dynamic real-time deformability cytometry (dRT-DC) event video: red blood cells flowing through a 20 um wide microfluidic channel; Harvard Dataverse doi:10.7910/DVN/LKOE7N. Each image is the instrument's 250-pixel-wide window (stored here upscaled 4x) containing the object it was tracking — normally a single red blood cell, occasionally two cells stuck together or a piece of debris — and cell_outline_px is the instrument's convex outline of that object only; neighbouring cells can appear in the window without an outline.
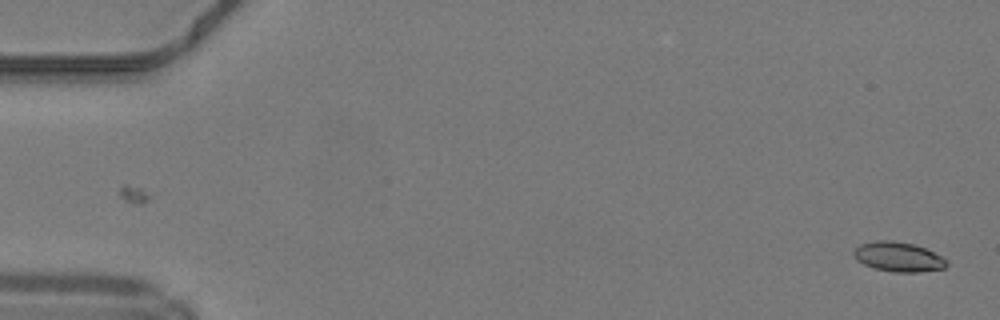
{"species": "common noctule bat (a hibernating species)", "species_latin": "Nyctalus noctula", "temperature_condition": "warm", "stored_images_in_passage": 49, "camera_frame_rate_fps": 3000, "um_per_image_px": 0.085, "animal": {"sex": "male", "body_mass_g": 19.2, "forearm_length_mm": 51.8}, "frame": {"image": 1, "passage_image": 1, "time_ms": 0.0, "image_size_px": [1000, 320], "cell_outline_px": [[948, 264], [944, 268], [920, 272], [892, 272], [872, 268], [856, 260], [852, 256], [852, 252], [860, 244], [876, 240], [892, 240], [912, 244], [924, 248], [948, 260]], "centroid_in_image_um": [76.31, 21.84], "position_along_channel_um": 8.7, "area_um2": 16.13}}
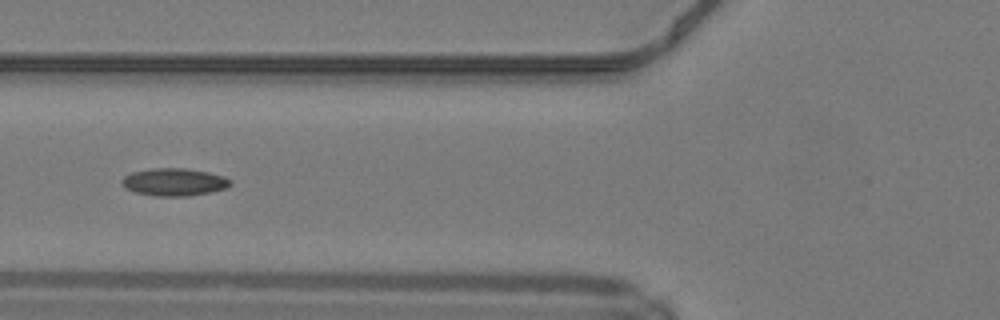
{"frame": {"image": 2, "passage_image": 19, "time_ms": 6.0, "image_size_px": [1000, 320], "cell_outline_px": [[232, 184], [228, 188], [212, 192], [188, 196], [156, 196], [136, 192], [124, 188], [120, 184], [120, 180], [124, 176], [132, 172], [152, 168], [184, 168], [208, 172], [224, 176], [232, 180]], "centroid_in_image_um": [14.81, 15.47], "position_along_channel_um": 111.0, "area_um2": 17.69}}
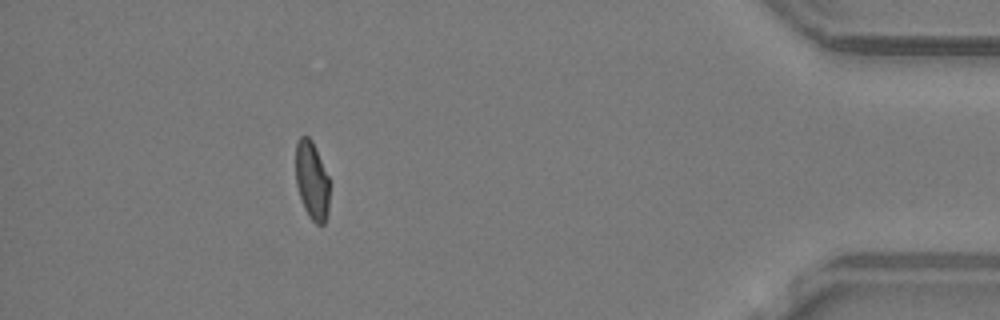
{"frame": {"image": 3, "passage_image": 44, "time_ms": 14.333, "image_size_px": [1000, 320], "cell_outline_px": [[328, 212], [324, 224], [316, 224], [308, 216], [304, 208], [296, 184], [296, 144], [300, 136], [308, 136], [312, 140], [328, 176]], "centroid_in_image_um": [26.5, 15.35], "position_along_channel_um": 408.7, "area_um2": 15.26}, "authors_computed_cell_mechanics": {"area_um2": 16.0684, "velocity_mm_per_s": 4.2238, "shape_relaxation_time_tau1_ms": null, "shape_relaxation_time_tau2_ms": 3.8372, "deformation_change_tau1": null, "deformation_change_tau2": 0.1019}}